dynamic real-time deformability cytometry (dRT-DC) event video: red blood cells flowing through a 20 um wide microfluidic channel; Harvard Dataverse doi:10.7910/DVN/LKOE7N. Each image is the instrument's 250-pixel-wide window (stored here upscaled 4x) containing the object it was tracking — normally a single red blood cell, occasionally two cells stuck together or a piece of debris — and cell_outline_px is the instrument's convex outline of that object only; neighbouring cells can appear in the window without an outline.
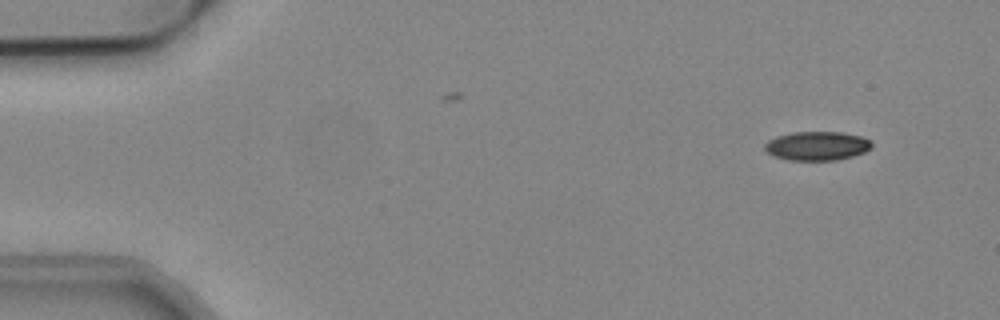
{"species": "common noctule bat (a hibernating species)", "species_latin": "Nyctalus noctula", "temperature_condition": "cold", "stored_images_in_passage": 50, "camera_frame_rate_fps": 3000, "um_per_image_px": 0.085, "animal": {"sex": "male", "body_mass_g": 19.2, "forearm_length_mm": 51.8}, "frame": {"image": 1, "passage_image": 1, "time_ms": 0.0, "image_size_px": [1000, 320], "cell_outline_px": [[872, 148], [864, 152], [852, 156], [836, 160], [788, 160], [772, 156], [764, 152], [764, 144], [768, 140], [776, 136], [792, 132], [840, 132], [860, 136], [872, 140]], "centroid_in_image_um": [69.41, 12.4], "position_along_channel_um": 15.6, "area_um2": 18.26}}
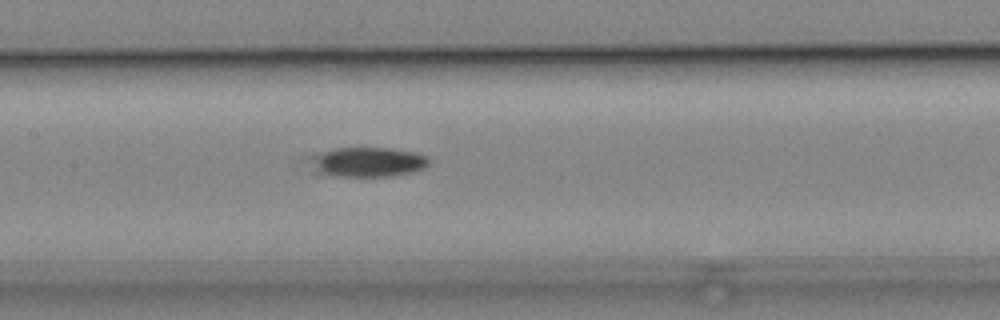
{"frame": {"image": 2, "passage_image": 22, "time_ms": 7.0, "image_size_px": [1000, 320], "cell_outline_px": [[432, 160], [424, 168], [412, 172], [388, 176], [336, 176], [324, 172], [320, 168], [320, 156], [324, 152], [336, 148], [388, 148], [416, 152], [428, 156]], "centroid_in_image_um": [31.58, 13.76], "position_along_channel_um": 175.8, "area_um2": 19.19}}
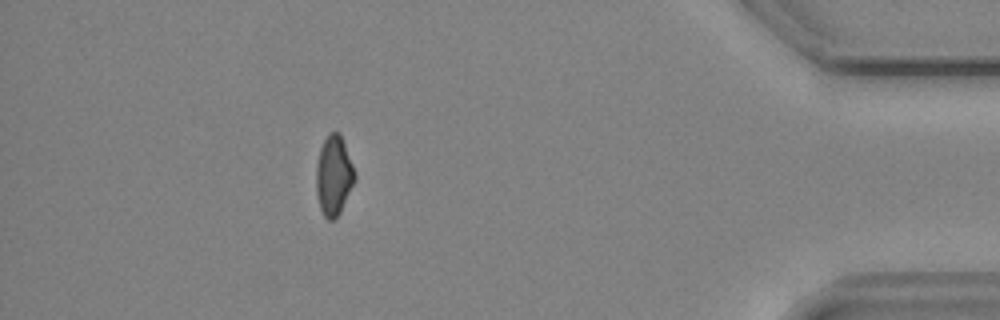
{"frame": {"image": 3, "passage_image": 44, "time_ms": 14.333, "image_size_px": [1000, 320], "cell_outline_px": [[356, 180], [336, 220], [328, 220], [324, 216], [320, 208], [316, 192], [316, 164], [320, 148], [328, 132], [340, 132], [356, 172]], "centroid_in_image_um": [28.38, 14.92], "position_along_channel_um": 406.8, "area_um2": 18.21}, "authors_computed_cell_mechanics": {"area_um2": 19.0162, "velocity_mm_per_s": 3.8439, "shape_relaxation_time_tau1_ms": 10.9814, "shape_relaxation_time_tau2_ms": null, "deformation_change_tau1": 0.1668, "deformation_change_tau2": null}}